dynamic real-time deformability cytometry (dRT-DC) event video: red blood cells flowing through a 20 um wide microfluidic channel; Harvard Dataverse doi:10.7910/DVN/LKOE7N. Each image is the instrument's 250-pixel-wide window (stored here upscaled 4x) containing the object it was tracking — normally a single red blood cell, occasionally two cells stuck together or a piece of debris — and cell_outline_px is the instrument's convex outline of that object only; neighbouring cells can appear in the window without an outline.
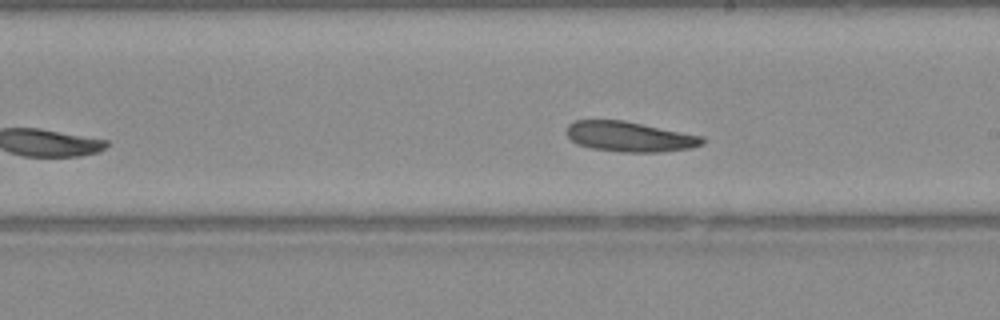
{"species": "Egyptian fruit bat (a non-hibernating species)", "species_latin": "Rousettus aegyptiacus", "temperature_condition": "warm", "stored_images_in_passage": 17, "segment_of_instrument_passage": [2, 2], "camera_frame_rate_fps": 3000, "um_per_image_px": 0.085, "animal": {"sex": "female"}, "frame": {"image": 1, "passage_image": 17, "time_ms": 5.333, "image_size_px": [1000, 320], "cell_outline_px": [[704, 144], [692, 148], [664, 152], [624, 152], [592, 148], [576, 144], [564, 132], [568, 124], [576, 120], [624, 120], [704, 136]], "centroid_in_image_um": [53.53, 11.61], "position_along_channel_um": 235.5, "area_um2": 24.1}}